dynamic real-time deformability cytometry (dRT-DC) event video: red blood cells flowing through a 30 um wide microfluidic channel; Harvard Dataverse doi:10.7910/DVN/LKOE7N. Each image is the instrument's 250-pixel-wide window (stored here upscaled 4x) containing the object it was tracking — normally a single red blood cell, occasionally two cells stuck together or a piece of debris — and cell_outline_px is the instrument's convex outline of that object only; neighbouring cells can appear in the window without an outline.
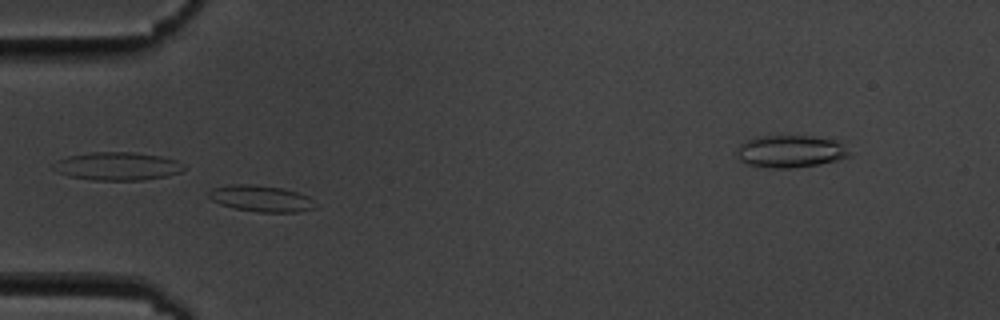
{"species": "common noctule bat (a hibernating species)", "species_latin": "Nyctalus noctula", "temperature_condition": "cold", "stored_images_in_passage": 7, "camera_frame_rate_fps": 3000, "um_per_image_px": 0.085, "animal": {"sex": "male", "body_mass_g": 19.5, "forearm_length_mm": 54.6}, "frame": {"image": 1, "passage_image": 6, "time_ms": 5.667, "image_size_px": [1000, 320], "cell_outline_px": [[312, 208], [300, 212], [260, 212], [232, 208], [220, 204], [212, 200], [208, 196], [208, 192], [212, 188], [232, 184], [252, 184], [284, 188], [300, 192], [308, 196]], "centroid_in_image_um": [22.12, 16.86], "position_along_channel_um": 62.9, "area_um2": 16.24}}
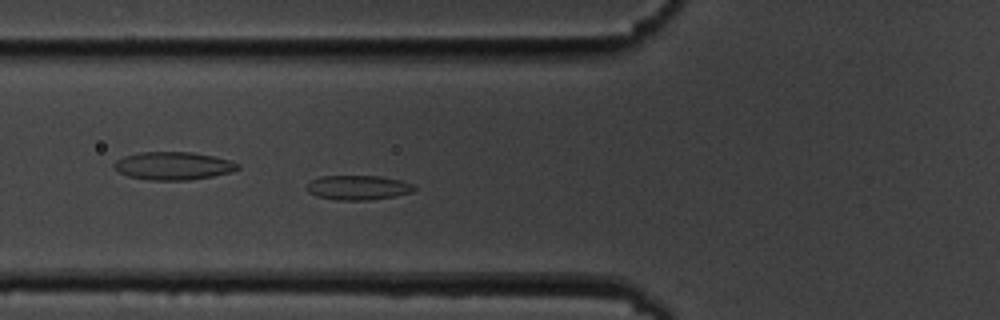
{"frame": {"image": 2, "passage_image": 7, "time_ms": 6.667, "image_size_px": [1000, 320], "cell_outline_px": [[416, 188], [412, 192], [396, 196], [368, 200], [336, 200], [316, 196], [308, 192], [308, 184], [312, 180], [320, 176], [380, 176], [400, 180], [416, 184]], "centroid_in_image_um": [30.48, 15.94], "position_along_channel_um": 95.3, "area_um2": 15.43}}